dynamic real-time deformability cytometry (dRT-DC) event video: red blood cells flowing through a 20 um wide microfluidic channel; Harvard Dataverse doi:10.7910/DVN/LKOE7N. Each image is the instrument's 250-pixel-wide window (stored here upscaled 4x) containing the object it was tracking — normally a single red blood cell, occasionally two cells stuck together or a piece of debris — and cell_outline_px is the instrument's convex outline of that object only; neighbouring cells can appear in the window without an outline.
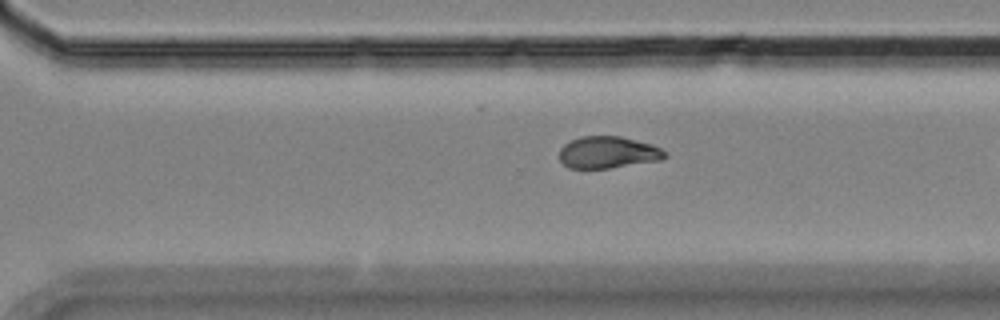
{"species": "Egyptian fruit bat (a non-hibernating species)", "species_latin": "Rousettus aegyptiacus", "temperature_condition": "room temperature", "stored_images_in_passage": 12, "camera_frame_rate_fps": 3000, "um_per_image_px": 0.085, "animal": {"sex": "female"}, "frame": {"image": 1, "passage_image": 9, "time_ms": 10.0, "image_size_px": [1000, 320], "cell_outline_px": [[668, 156], [660, 160], [608, 168], [568, 168], [560, 160], [560, 148], [564, 144], [580, 136], [620, 136], [652, 144], [660, 148]], "centroid_in_image_um": [51.66, 12.95], "position_along_channel_um": 318.9, "area_um2": 19.48}}
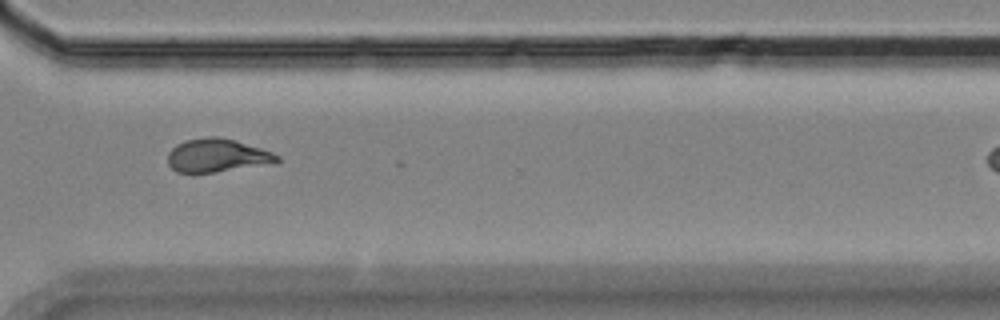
{"frame": {"image": 2, "passage_image": 10, "time_ms": 12.0, "image_size_px": [1000, 320], "cell_outline_px": [[280, 160], [272, 164], [192, 176], [176, 172], [168, 164], [168, 152], [176, 144], [184, 140], [208, 136], [216, 136], [236, 140], [272, 152], [280, 156]], "centroid_in_image_um": [18.42, 13.25], "position_along_channel_um": 352.2, "area_um2": 22.08}}